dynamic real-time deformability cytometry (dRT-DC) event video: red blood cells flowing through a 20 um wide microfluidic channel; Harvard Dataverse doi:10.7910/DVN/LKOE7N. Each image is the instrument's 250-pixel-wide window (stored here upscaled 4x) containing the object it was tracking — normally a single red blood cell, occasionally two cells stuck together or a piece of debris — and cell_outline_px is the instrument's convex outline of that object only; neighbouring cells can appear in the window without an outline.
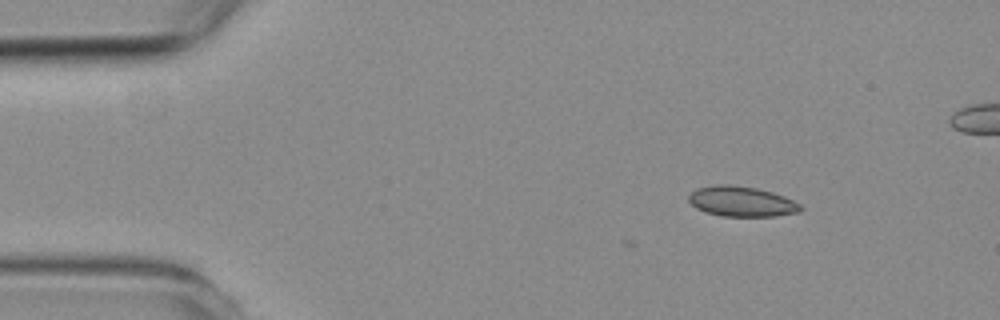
{"species": "common noctule bat (a hibernating species)", "species_latin": "Nyctalus noctula", "temperature_condition": "room temperature", "stored_images_in_passage": 4, "camera_frame_rate_fps": 3000, "um_per_image_px": 0.085, "animal": {"sex": "female", "body_mass_g": 19.3, "forearm_length_mm": 54.1}, "frame": {"image": 1, "passage_image": 4, "time_ms": 3.333, "image_size_px": [1000, 320], "cell_outline_px": [[804, 208], [800, 212], [776, 216], [720, 216], [704, 212], [696, 208], [688, 200], [688, 196], [696, 188], [716, 184], [732, 184], [756, 188], [772, 192], [784, 196], [800, 204]], "centroid_in_image_um": [63.03, 17.12], "position_along_channel_um": 22.0, "area_um2": 19.88}}